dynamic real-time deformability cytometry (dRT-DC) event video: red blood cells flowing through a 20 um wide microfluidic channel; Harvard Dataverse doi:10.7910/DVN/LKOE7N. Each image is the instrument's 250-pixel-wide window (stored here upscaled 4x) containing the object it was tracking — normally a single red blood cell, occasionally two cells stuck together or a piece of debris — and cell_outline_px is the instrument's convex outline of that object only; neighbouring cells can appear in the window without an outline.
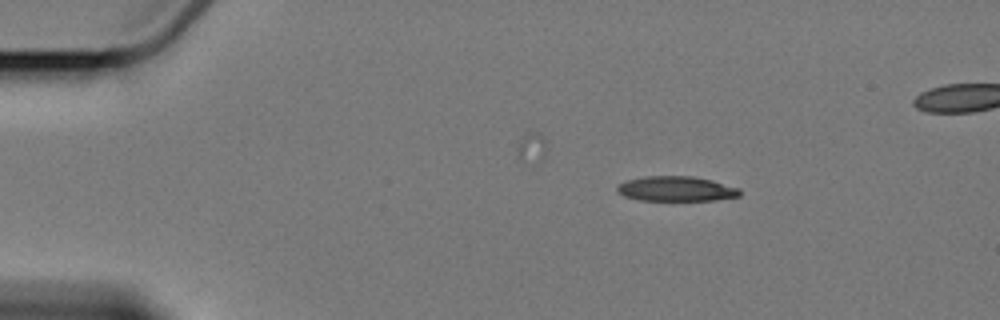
{"species": "Egyptian fruit bat (a non-hibernating species)", "species_latin": "Rousettus aegyptiacus", "temperature_condition": "cold", "stored_images_in_passage": 4, "camera_frame_rate_fps": 3000, "um_per_image_px": 0.085, "animal": {"sex": "female"}, "frame": {"image": 1, "passage_image": 1, "time_ms": 0.0, "image_size_px": [1000, 320], "cell_outline_px": [[740, 196], [716, 200], [636, 200], [624, 196], [616, 192], [616, 188], [620, 184], [628, 180], [644, 176], [692, 176], [712, 180], [740, 188]], "centroid_in_image_um": [57.48, 16.05], "position_along_channel_um": 27.5, "area_um2": 17.86}}